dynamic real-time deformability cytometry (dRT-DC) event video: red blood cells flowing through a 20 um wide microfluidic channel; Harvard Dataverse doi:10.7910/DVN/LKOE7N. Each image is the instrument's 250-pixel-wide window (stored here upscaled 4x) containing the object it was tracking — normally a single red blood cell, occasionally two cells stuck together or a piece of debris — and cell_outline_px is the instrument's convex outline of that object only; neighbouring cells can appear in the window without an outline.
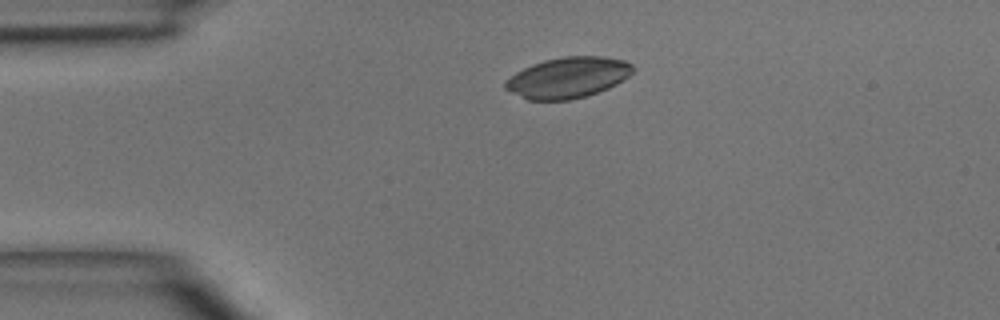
{"species": "common noctule bat (a hibernating species)", "species_latin": "Nyctalus noctula", "temperature_condition": "room temperature", "stored_images_in_passage": 7, "camera_frame_rate_fps": 3000, "um_per_image_px": 0.085, "animal": {"sex": "male", "body_mass_g": 15.6}, "frame": {"image": 1, "passage_image": 1, "time_ms": 0.0, "image_size_px": [1000, 320], "cell_outline_px": [[636, 68], [628, 76], [616, 84], [608, 88], [588, 96], [568, 100], [528, 100], [504, 88], [504, 80], [516, 72], [532, 64], [544, 60], [564, 56], [604, 56], [624, 60], [632, 64]], "centroid_in_image_um": [48.27, 6.59], "position_along_channel_um": 36.7, "area_um2": 30.46}}
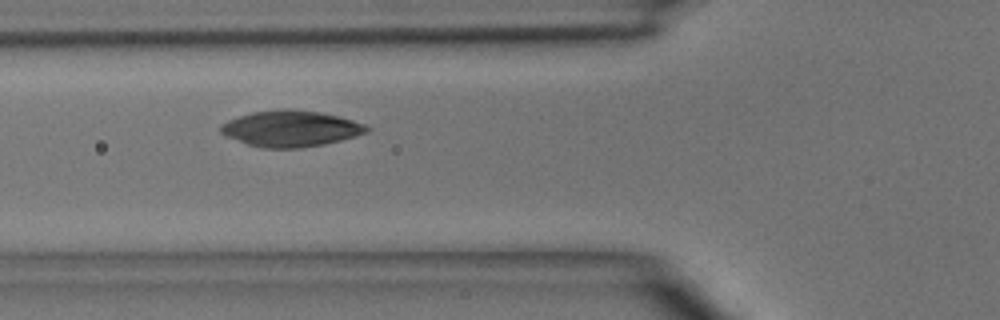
{"frame": {"image": 2, "passage_image": 3, "time_ms": 2.333, "image_size_px": [1000, 320], "cell_outline_px": [[372, 128], [368, 132], [356, 136], [324, 144], [300, 148], [264, 148], [248, 144], [224, 136], [220, 132], [220, 124], [228, 120], [252, 112], [284, 108], [320, 112], [352, 120], [364, 124]], "centroid_in_image_um": [24.69, 10.93], "position_along_channel_um": 101.1, "area_um2": 30.69}}
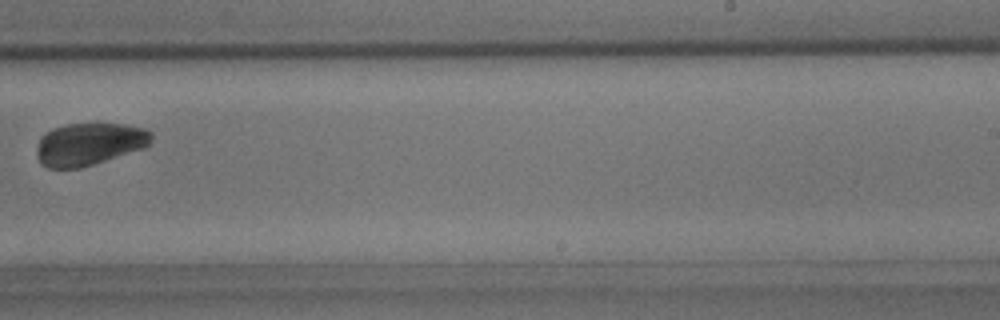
{"frame": {"image": 3, "passage_image": 7, "time_ms": 6.667, "image_size_px": [1000, 320], "cell_outline_px": [[152, 140], [144, 148], [80, 168], [48, 168], [40, 164], [36, 156], [36, 152], [40, 136], [52, 128], [68, 124], [124, 124], [144, 128], [152, 132]], "centroid_in_image_um": [7.56, 12.25], "position_along_channel_um": 281.4, "area_um2": 28.38}}